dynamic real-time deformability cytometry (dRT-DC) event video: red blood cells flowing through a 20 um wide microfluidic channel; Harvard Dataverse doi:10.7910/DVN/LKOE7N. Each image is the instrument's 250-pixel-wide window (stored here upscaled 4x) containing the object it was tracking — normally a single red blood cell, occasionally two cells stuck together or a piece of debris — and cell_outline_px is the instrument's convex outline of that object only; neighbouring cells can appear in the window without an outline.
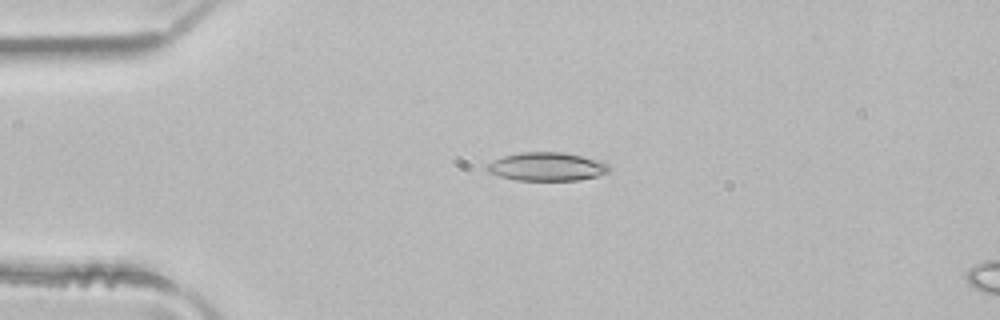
{"species": "common noctule bat (a hibernating species)", "species_latin": "Nyctalus noctula", "temperature_condition": "room temperature", "stored_images_in_passage": 4, "camera_frame_rate_fps": 3000, "um_per_image_px": 0.085, "animal": {"sex": "male", "body_mass_g": 21.5, "forearm_length_mm": 52.0}, "frame": {"image": 1, "passage_image": 2, "time_ms": 0.333, "image_size_px": [1000, 320], "cell_outline_px": [[608, 172], [596, 176], [580, 180], [516, 180], [500, 176], [488, 172], [484, 168], [488, 164], [504, 156], [520, 152], [564, 152], [604, 160], [608, 164]], "centroid_in_image_um": [46.52, 14.15], "position_along_channel_um": 38.5, "area_um2": 20.29}}
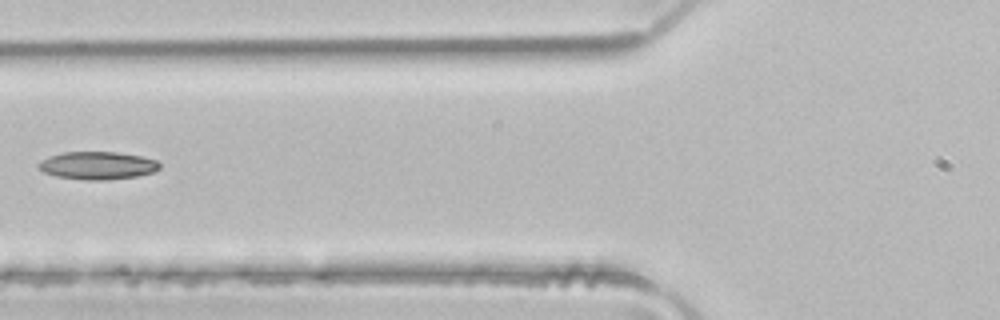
{"frame": {"image": 2, "passage_image": 4, "time_ms": 1.0, "image_size_px": [1000, 320], "cell_outline_px": [[160, 168], [152, 172], [136, 176], [108, 180], [84, 180], [56, 176], [44, 172], [36, 164], [40, 160], [48, 156], [64, 152], [116, 152], [140, 156], [156, 160], [160, 164]], "centroid_in_image_um": [8.26, 14.07], "position_along_channel_um": 117.5, "area_um2": 19.59}}